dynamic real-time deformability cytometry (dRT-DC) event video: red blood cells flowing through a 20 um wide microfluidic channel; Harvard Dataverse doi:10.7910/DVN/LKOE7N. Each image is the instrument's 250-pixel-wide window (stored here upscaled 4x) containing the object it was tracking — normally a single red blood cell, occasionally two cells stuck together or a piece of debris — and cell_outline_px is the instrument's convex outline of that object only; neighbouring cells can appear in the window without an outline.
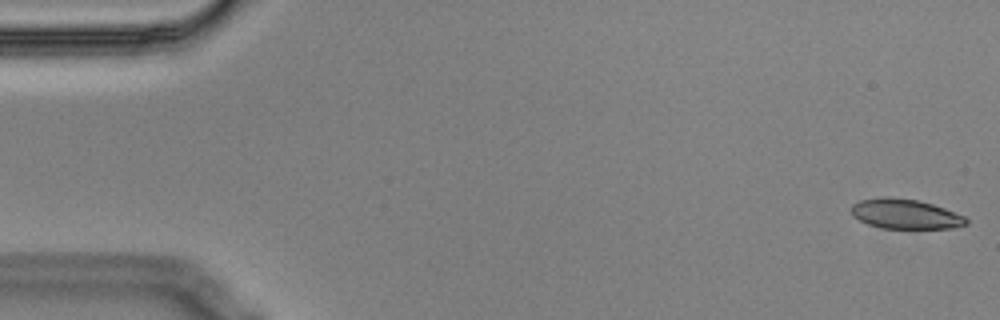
{"species": "Egyptian fruit bat (a non-hibernating species)", "species_latin": "Rousettus aegyptiacus", "temperature_condition": "cold", "stored_images_in_passage": 56, "camera_frame_rate_fps": 3000, "um_per_image_px": 0.085, "animal": {"sex": "male"}, "frame": {"image": 1, "passage_image": 1, "time_ms": 0.0, "image_size_px": [1000, 320], "cell_outline_px": [[968, 224], [952, 228], [880, 228], [868, 224], [852, 216], [852, 204], [860, 200], [880, 196], [892, 196], [916, 200], [932, 204], [944, 208], [964, 216], [968, 220]], "centroid_in_image_um": [76.92, 18.18], "position_along_channel_um": 8.1, "area_um2": 20.0}}
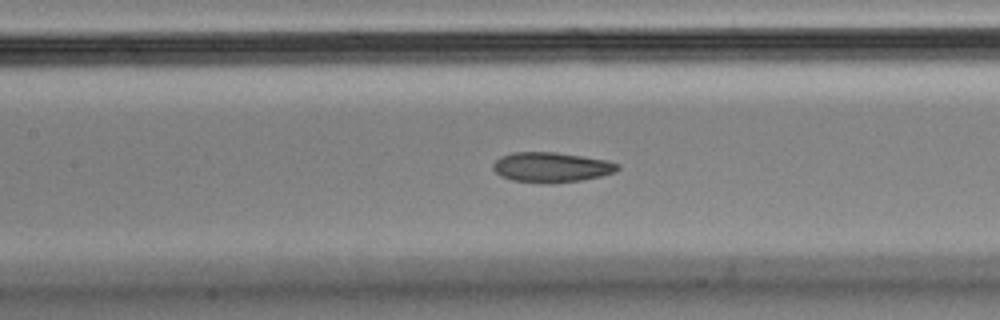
{"frame": {"image": 2, "passage_image": 25, "time_ms": 8.0, "image_size_px": [1000, 320], "cell_outline_px": [[620, 168], [616, 172], [600, 176], [580, 180], [548, 184], [544, 184], [512, 180], [500, 176], [492, 168], [492, 164], [500, 156], [512, 152], [556, 152], [608, 160], [620, 164]], "centroid_in_image_um": [46.86, 14.21], "position_along_channel_um": 160.5, "area_um2": 22.02}}
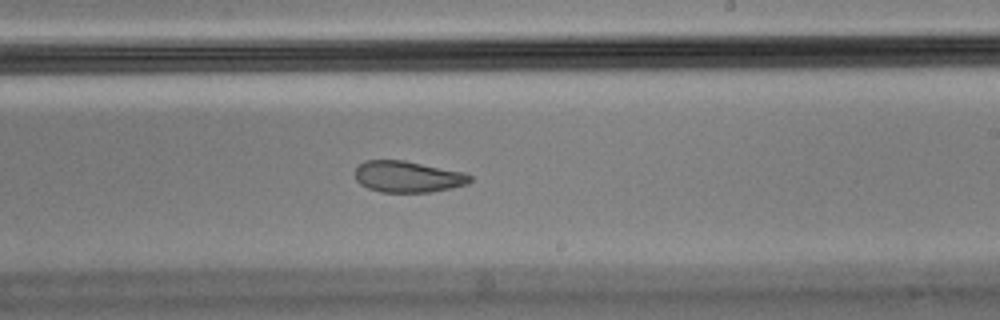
{"frame": {"image": 3, "passage_image": 33, "time_ms": 10.667, "image_size_px": [1000, 320], "cell_outline_px": [[472, 180], [468, 184], [452, 188], [432, 192], [380, 192], [368, 188], [360, 184], [356, 180], [356, 168], [364, 160], [404, 160], [464, 172], [472, 176]], "centroid_in_image_um": [34.68, 15.02], "position_along_channel_um": 254.3, "area_um2": 21.1}, "authors_computed_cell_mechanics": {"area_um2": 21.8773, "velocity_mm_per_s": 3.5302, "shape_relaxation_time_tau1_ms": null, "shape_relaxation_time_tau2_ms": 2.4425, "deformation_change_tau1": null, "deformation_change_tau2": 0.0747}}